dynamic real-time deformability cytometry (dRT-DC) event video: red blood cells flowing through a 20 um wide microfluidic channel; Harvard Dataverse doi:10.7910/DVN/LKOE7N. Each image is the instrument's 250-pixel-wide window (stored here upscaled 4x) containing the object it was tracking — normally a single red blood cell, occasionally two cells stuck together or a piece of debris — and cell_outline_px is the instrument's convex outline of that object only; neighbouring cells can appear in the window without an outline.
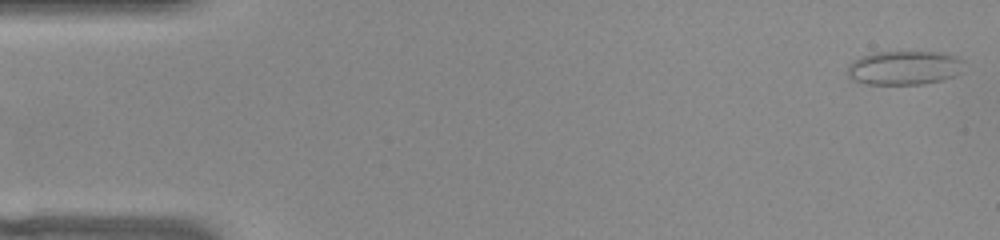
{"species": "common noctule bat (a hibernating species)", "species_latin": "Nyctalus noctula", "temperature_condition": "warm", "stored_images_in_passage": 24, "camera_frame_rate_fps": 3000, "um_per_image_px": 0.085, "animal": {"sex": "female", "body_mass_g": 22.0, "forearm_length_mm": 56.7}, "frame": {"image": 1, "passage_image": 1, "time_ms": 0.0, "image_size_px": [1000, 240], "cell_outline_px": [[964, 60], [960, 72], [952, 76], [940, 80], [924, 84], [864, 84], [852, 80], [848, 76], [848, 64], [860, 56], [872, 52], [944, 52]], "centroid_in_image_um": [76.81, 5.76], "position_along_channel_um": 8.2, "area_um2": 23.18}}
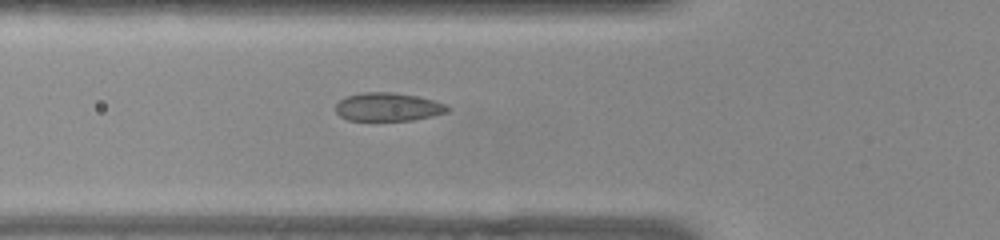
{"frame": {"image": 2, "passage_image": 18, "time_ms": 5.667, "image_size_px": [1000, 240], "cell_outline_px": [[452, 108], [448, 112], [432, 116], [412, 120], [348, 120], [340, 116], [336, 112], [336, 104], [340, 100], [348, 96], [364, 92], [392, 92], [416, 96], [432, 100], [444, 104]], "centroid_in_image_um": [32.99, 9.09], "position_along_channel_um": 92.8, "area_um2": 18.32}}
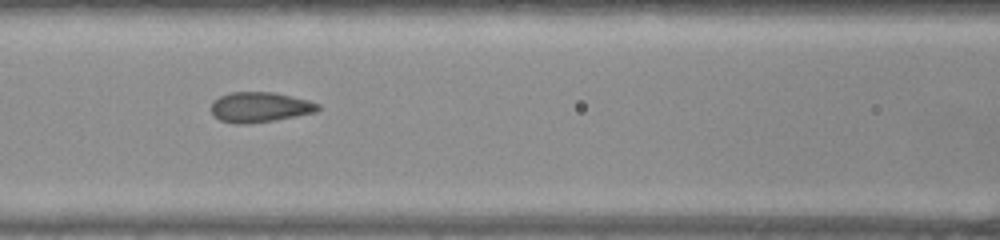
{"frame": {"image": 3, "passage_image": 22, "time_ms": 7.0, "image_size_px": [1000, 240], "cell_outline_px": [[320, 108], [316, 112], [276, 120], [248, 124], [236, 124], [220, 120], [212, 116], [212, 100], [220, 96], [232, 92], [276, 92], [308, 100], [320, 104]], "centroid_in_image_um": [22.08, 9.11], "position_along_channel_um": 144.5, "area_um2": 18.96}}